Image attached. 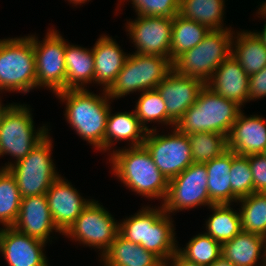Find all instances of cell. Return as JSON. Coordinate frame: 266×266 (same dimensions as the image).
<instances>
[{
    "label": "cell",
    "instance_id": "cell-1",
    "mask_svg": "<svg viewBox=\"0 0 266 266\" xmlns=\"http://www.w3.org/2000/svg\"><path fill=\"white\" fill-rule=\"evenodd\" d=\"M97 95L87 89H68L55 95L66 103L65 117L81 139L104 151L106 120L111 99L107 91Z\"/></svg>",
    "mask_w": 266,
    "mask_h": 266
},
{
    "label": "cell",
    "instance_id": "cell-2",
    "mask_svg": "<svg viewBox=\"0 0 266 266\" xmlns=\"http://www.w3.org/2000/svg\"><path fill=\"white\" fill-rule=\"evenodd\" d=\"M110 155L113 173L124 186L148 199L165 200L169 181L154 164L144 145L116 149Z\"/></svg>",
    "mask_w": 266,
    "mask_h": 266
},
{
    "label": "cell",
    "instance_id": "cell-3",
    "mask_svg": "<svg viewBox=\"0 0 266 266\" xmlns=\"http://www.w3.org/2000/svg\"><path fill=\"white\" fill-rule=\"evenodd\" d=\"M131 216L119 223V234L122 237L154 253L164 263L177 252L174 224L163 206L158 209L142 207Z\"/></svg>",
    "mask_w": 266,
    "mask_h": 266
},
{
    "label": "cell",
    "instance_id": "cell-4",
    "mask_svg": "<svg viewBox=\"0 0 266 266\" xmlns=\"http://www.w3.org/2000/svg\"><path fill=\"white\" fill-rule=\"evenodd\" d=\"M241 111L240 105L220 96L205 84L196 102L175 127L184 134L214 132L227 137Z\"/></svg>",
    "mask_w": 266,
    "mask_h": 266
},
{
    "label": "cell",
    "instance_id": "cell-5",
    "mask_svg": "<svg viewBox=\"0 0 266 266\" xmlns=\"http://www.w3.org/2000/svg\"><path fill=\"white\" fill-rule=\"evenodd\" d=\"M232 29L210 30L192 49L184 52L173 63L180 75L196 78L207 84L215 70L232 52Z\"/></svg>",
    "mask_w": 266,
    "mask_h": 266
},
{
    "label": "cell",
    "instance_id": "cell-6",
    "mask_svg": "<svg viewBox=\"0 0 266 266\" xmlns=\"http://www.w3.org/2000/svg\"><path fill=\"white\" fill-rule=\"evenodd\" d=\"M36 88L33 35L0 39V92L26 94Z\"/></svg>",
    "mask_w": 266,
    "mask_h": 266
},
{
    "label": "cell",
    "instance_id": "cell-7",
    "mask_svg": "<svg viewBox=\"0 0 266 266\" xmlns=\"http://www.w3.org/2000/svg\"><path fill=\"white\" fill-rule=\"evenodd\" d=\"M46 135L23 159L5 163L15 177L22 198L46 194L52 183L61 175L55 170L52 154V141Z\"/></svg>",
    "mask_w": 266,
    "mask_h": 266
},
{
    "label": "cell",
    "instance_id": "cell-8",
    "mask_svg": "<svg viewBox=\"0 0 266 266\" xmlns=\"http://www.w3.org/2000/svg\"><path fill=\"white\" fill-rule=\"evenodd\" d=\"M127 56L115 82L107 90L112 100L137 91L156 89L173 69L172 62L166 57L135 52Z\"/></svg>",
    "mask_w": 266,
    "mask_h": 266
},
{
    "label": "cell",
    "instance_id": "cell-9",
    "mask_svg": "<svg viewBox=\"0 0 266 266\" xmlns=\"http://www.w3.org/2000/svg\"><path fill=\"white\" fill-rule=\"evenodd\" d=\"M26 104H14L7 110L0 127V156H12L17 162L47 135V126L35 130L32 114Z\"/></svg>",
    "mask_w": 266,
    "mask_h": 266
},
{
    "label": "cell",
    "instance_id": "cell-10",
    "mask_svg": "<svg viewBox=\"0 0 266 266\" xmlns=\"http://www.w3.org/2000/svg\"><path fill=\"white\" fill-rule=\"evenodd\" d=\"M156 130V127L149 128L143 145L154 164L169 181L194 163L190 143L187 134L181 133L176 127L168 135H160Z\"/></svg>",
    "mask_w": 266,
    "mask_h": 266
},
{
    "label": "cell",
    "instance_id": "cell-11",
    "mask_svg": "<svg viewBox=\"0 0 266 266\" xmlns=\"http://www.w3.org/2000/svg\"><path fill=\"white\" fill-rule=\"evenodd\" d=\"M48 31L42 41L33 35L36 88L47 87L56 94L66 90L65 47L67 43L57 30Z\"/></svg>",
    "mask_w": 266,
    "mask_h": 266
},
{
    "label": "cell",
    "instance_id": "cell-12",
    "mask_svg": "<svg viewBox=\"0 0 266 266\" xmlns=\"http://www.w3.org/2000/svg\"><path fill=\"white\" fill-rule=\"evenodd\" d=\"M119 234V222L101 205L92 199L80 216L63 234L86 246L97 248L102 253L110 248Z\"/></svg>",
    "mask_w": 266,
    "mask_h": 266
},
{
    "label": "cell",
    "instance_id": "cell-13",
    "mask_svg": "<svg viewBox=\"0 0 266 266\" xmlns=\"http://www.w3.org/2000/svg\"><path fill=\"white\" fill-rule=\"evenodd\" d=\"M208 173L205 164L192 163L168 182V192L162 206L171 214L197 206L213 205L207 189Z\"/></svg>",
    "mask_w": 266,
    "mask_h": 266
},
{
    "label": "cell",
    "instance_id": "cell-14",
    "mask_svg": "<svg viewBox=\"0 0 266 266\" xmlns=\"http://www.w3.org/2000/svg\"><path fill=\"white\" fill-rule=\"evenodd\" d=\"M135 53L157 55L170 60V44L173 17H150L137 15L134 21L126 23Z\"/></svg>",
    "mask_w": 266,
    "mask_h": 266
},
{
    "label": "cell",
    "instance_id": "cell-15",
    "mask_svg": "<svg viewBox=\"0 0 266 266\" xmlns=\"http://www.w3.org/2000/svg\"><path fill=\"white\" fill-rule=\"evenodd\" d=\"M204 85L202 81L180 75L172 69L156 87L166 104L169 126L175 127L186 110L196 102Z\"/></svg>",
    "mask_w": 266,
    "mask_h": 266
},
{
    "label": "cell",
    "instance_id": "cell-16",
    "mask_svg": "<svg viewBox=\"0 0 266 266\" xmlns=\"http://www.w3.org/2000/svg\"><path fill=\"white\" fill-rule=\"evenodd\" d=\"M45 195L54 225L62 235L92 201L82 197L77 189L61 176L52 183Z\"/></svg>",
    "mask_w": 266,
    "mask_h": 266
},
{
    "label": "cell",
    "instance_id": "cell-17",
    "mask_svg": "<svg viewBox=\"0 0 266 266\" xmlns=\"http://www.w3.org/2000/svg\"><path fill=\"white\" fill-rule=\"evenodd\" d=\"M45 245L14 227L0 228V252L8 266H49L43 253Z\"/></svg>",
    "mask_w": 266,
    "mask_h": 266
},
{
    "label": "cell",
    "instance_id": "cell-18",
    "mask_svg": "<svg viewBox=\"0 0 266 266\" xmlns=\"http://www.w3.org/2000/svg\"><path fill=\"white\" fill-rule=\"evenodd\" d=\"M13 227L45 243L50 241L53 230L61 234L54 225L45 194L22 198L19 215Z\"/></svg>",
    "mask_w": 266,
    "mask_h": 266
},
{
    "label": "cell",
    "instance_id": "cell-19",
    "mask_svg": "<svg viewBox=\"0 0 266 266\" xmlns=\"http://www.w3.org/2000/svg\"><path fill=\"white\" fill-rule=\"evenodd\" d=\"M227 148L238 155L263 154L266 149V120L241 111L227 136Z\"/></svg>",
    "mask_w": 266,
    "mask_h": 266
},
{
    "label": "cell",
    "instance_id": "cell-20",
    "mask_svg": "<svg viewBox=\"0 0 266 266\" xmlns=\"http://www.w3.org/2000/svg\"><path fill=\"white\" fill-rule=\"evenodd\" d=\"M206 85L220 96L236 102L241 107L249 102V76L232 55L215 70Z\"/></svg>",
    "mask_w": 266,
    "mask_h": 266
},
{
    "label": "cell",
    "instance_id": "cell-21",
    "mask_svg": "<svg viewBox=\"0 0 266 266\" xmlns=\"http://www.w3.org/2000/svg\"><path fill=\"white\" fill-rule=\"evenodd\" d=\"M94 83L103 86L107 91L115 82L118 73L123 68L127 57L119 44L107 35L100 36L94 44Z\"/></svg>",
    "mask_w": 266,
    "mask_h": 266
},
{
    "label": "cell",
    "instance_id": "cell-22",
    "mask_svg": "<svg viewBox=\"0 0 266 266\" xmlns=\"http://www.w3.org/2000/svg\"><path fill=\"white\" fill-rule=\"evenodd\" d=\"M265 250V237L242 230L231 240L222 243L221 253L235 266H255L261 257L260 266H266Z\"/></svg>",
    "mask_w": 266,
    "mask_h": 266
},
{
    "label": "cell",
    "instance_id": "cell-23",
    "mask_svg": "<svg viewBox=\"0 0 266 266\" xmlns=\"http://www.w3.org/2000/svg\"><path fill=\"white\" fill-rule=\"evenodd\" d=\"M102 261L104 266H165L157 255L125 239L120 234L101 256Z\"/></svg>",
    "mask_w": 266,
    "mask_h": 266
},
{
    "label": "cell",
    "instance_id": "cell-24",
    "mask_svg": "<svg viewBox=\"0 0 266 266\" xmlns=\"http://www.w3.org/2000/svg\"><path fill=\"white\" fill-rule=\"evenodd\" d=\"M146 133L147 131L140 124L135 111L111 114L110 109L104 134V152L110 150L111 146L115 145V141H129L130 147L143 145Z\"/></svg>",
    "mask_w": 266,
    "mask_h": 266
},
{
    "label": "cell",
    "instance_id": "cell-25",
    "mask_svg": "<svg viewBox=\"0 0 266 266\" xmlns=\"http://www.w3.org/2000/svg\"><path fill=\"white\" fill-rule=\"evenodd\" d=\"M94 64L92 48L89 50L67 43L65 47L66 90L86 89V84L93 83Z\"/></svg>",
    "mask_w": 266,
    "mask_h": 266
},
{
    "label": "cell",
    "instance_id": "cell-26",
    "mask_svg": "<svg viewBox=\"0 0 266 266\" xmlns=\"http://www.w3.org/2000/svg\"><path fill=\"white\" fill-rule=\"evenodd\" d=\"M236 35L232 38L231 55L240 63L246 74L251 76L266 66V46L254 32L243 30Z\"/></svg>",
    "mask_w": 266,
    "mask_h": 266
},
{
    "label": "cell",
    "instance_id": "cell-27",
    "mask_svg": "<svg viewBox=\"0 0 266 266\" xmlns=\"http://www.w3.org/2000/svg\"><path fill=\"white\" fill-rule=\"evenodd\" d=\"M208 173L207 189L213 204H231L230 170L232 151L229 149L221 156L204 163Z\"/></svg>",
    "mask_w": 266,
    "mask_h": 266
},
{
    "label": "cell",
    "instance_id": "cell-28",
    "mask_svg": "<svg viewBox=\"0 0 266 266\" xmlns=\"http://www.w3.org/2000/svg\"><path fill=\"white\" fill-rule=\"evenodd\" d=\"M210 29L198 22L177 14L173 17L171 44H170V61L173 63L184 52L198 45Z\"/></svg>",
    "mask_w": 266,
    "mask_h": 266
},
{
    "label": "cell",
    "instance_id": "cell-29",
    "mask_svg": "<svg viewBox=\"0 0 266 266\" xmlns=\"http://www.w3.org/2000/svg\"><path fill=\"white\" fill-rule=\"evenodd\" d=\"M225 0H180L179 15L210 30L227 29L223 27Z\"/></svg>",
    "mask_w": 266,
    "mask_h": 266
},
{
    "label": "cell",
    "instance_id": "cell-30",
    "mask_svg": "<svg viewBox=\"0 0 266 266\" xmlns=\"http://www.w3.org/2000/svg\"><path fill=\"white\" fill-rule=\"evenodd\" d=\"M230 205L232 204H213L209 206L213 210V215H210L206 221V232L204 233L221 244L231 240L242 231L240 212L234 211Z\"/></svg>",
    "mask_w": 266,
    "mask_h": 266
},
{
    "label": "cell",
    "instance_id": "cell-31",
    "mask_svg": "<svg viewBox=\"0 0 266 266\" xmlns=\"http://www.w3.org/2000/svg\"><path fill=\"white\" fill-rule=\"evenodd\" d=\"M242 230L266 237V193L253 192L240 198Z\"/></svg>",
    "mask_w": 266,
    "mask_h": 266
},
{
    "label": "cell",
    "instance_id": "cell-32",
    "mask_svg": "<svg viewBox=\"0 0 266 266\" xmlns=\"http://www.w3.org/2000/svg\"><path fill=\"white\" fill-rule=\"evenodd\" d=\"M21 200L15 177L8 169L0 168V223L3 228L16 223Z\"/></svg>",
    "mask_w": 266,
    "mask_h": 266
},
{
    "label": "cell",
    "instance_id": "cell-33",
    "mask_svg": "<svg viewBox=\"0 0 266 266\" xmlns=\"http://www.w3.org/2000/svg\"><path fill=\"white\" fill-rule=\"evenodd\" d=\"M194 163H207L221 156L227 148V137L214 132L187 134Z\"/></svg>",
    "mask_w": 266,
    "mask_h": 266
},
{
    "label": "cell",
    "instance_id": "cell-34",
    "mask_svg": "<svg viewBox=\"0 0 266 266\" xmlns=\"http://www.w3.org/2000/svg\"><path fill=\"white\" fill-rule=\"evenodd\" d=\"M221 251L222 244L205 233L193 236L185 248L177 249L186 260L201 266H210L222 255Z\"/></svg>",
    "mask_w": 266,
    "mask_h": 266
},
{
    "label": "cell",
    "instance_id": "cell-35",
    "mask_svg": "<svg viewBox=\"0 0 266 266\" xmlns=\"http://www.w3.org/2000/svg\"><path fill=\"white\" fill-rule=\"evenodd\" d=\"M135 106V113L140 124L149 131L148 122L168 125L166 104L157 89L144 91L140 94Z\"/></svg>",
    "mask_w": 266,
    "mask_h": 266
},
{
    "label": "cell",
    "instance_id": "cell-36",
    "mask_svg": "<svg viewBox=\"0 0 266 266\" xmlns=\"http://www.w3.org/2000/svg\"><path fill=\"white\" fill-rule=\"evenodd\" d=\"M230 174L231 203L254 192L252 171L247 156L238 155L232 151Z\"/></svg>",
    "mask_w": 266,
    "mask_h": 266
},
{
    "label": "cell",
    "instance_id": "cell-37",
    "mask_svg": "<svg viewBox=\"0 0 266 266\" xmlns=\"http://www.w3.org/2000/svg\"><path fill=\"white\" fill-rule=\"evenodd\" d=\"M130 2L136 14L141 16L174 17L179 14L180 9V0H130Z\"/></svg>",
    "mask_w": 266,
    "mask_h": 266
},
{
    "label": "cell",
    "instance_id": "cell-38",
    "mask_svg": "<svg viewBox=\"0 0 266 266\" xmlns=\"http://www.w3.org/2000/svg\"><path fill=\"white\" fill-rule=\"evenodd\" d=\"M247 157L252 171L254 192L266 193V156L252 154Z\"/></svg>",
    "mask_w": 266,
    "mask_h": 266
},
{
    "label": "cell",
    "instance_id": "cell-39",
    "mask_svg": "<svg viewBox=\"0 0 266 266\" xmlns=\"http://www.w3.org/2000/svg\"><path fill=\"white\" fill-rule=\"evenodd\" d=\"M266 97V66L249 76V102Z\"/></svg>",
    "mask_w": 266,
    "mask_h": 266
},
{
    "label": "cell",
    "instance_id": "cell-40",
    "mask_svg": "<svg viewBox=\"0 0 266 266\" xmlns=\"http://www.w3.org/2000/svg\"><path fill=\"white\" fill-rule=\"evenodd\" d=\"M171 260V261H170ZM201 266L199 264L190 262L182 257L178 252H175L166 262L165 266Z\"/></svg>",
    "mask_w": 266,
    "mask_h": 266
},
{
    "label": "cell",
    "instance_id": "cell-41",
    "mask_svg": "<svg viewBox=\"0 0 266 266\" xmlns=\"http://www.w3.org/2000/svg\"><path fill=\"white\" fill-rule=\"evenodd\" d=\"M258 9V15L261 14V17H264V19H266V7L264 5H260ZM263 28L264 29H262L261 32L254 33L262 40V43L266 46V21Z\"/></svg>",
    "mask_w": 266,
    "mask_h": 266
},
{
    "label": "cell",
    "instance_id": "cell-42",
    "mask_svg": "<svg viewBox=\"0 0 266 266\" xmlns=\"http://www.w3.org/2000/svg\"><path fill=\"white\" fill-rule=\"evenodd\" d=\"M210 266H235L222 255L214 261Z\"/></svg>",
    "mask_w": 266,
    "mask_h": 266
},
{
    "label": "cell",
    "instance_id": "cell-43",
    "mask_svg": "<svg viewBox=\"0 0 266 266\" xmlns=\"http://www.w3.org/2000/svg\"><path fill=\"white\" fill-rule=\"evenodd\" d=\"M1 101L2 100H0V127H1L2 120H3L7 110L13 105L12 103L11 104L9 103V105L5 106L4 104L2 105Z\"/></svg>",
    "mask_w": 266,
    "mask_h": 266
},
{
    "label": "cell",
    "instance_id": "cell-44",
    "mask_svg": "<svg viewBox=\"0 0 266 266\" xmlns=\"http://www.w3.org/2000/svg\"><path fill=\"white\" fill-rule=\"evenodd\" d=\"M70 2V4H75L74 6L78 5V4H83L89 0H68Z\"/></svg>",
    "mask_w": 266,
    "mask_h": 266
}]
</instances>
